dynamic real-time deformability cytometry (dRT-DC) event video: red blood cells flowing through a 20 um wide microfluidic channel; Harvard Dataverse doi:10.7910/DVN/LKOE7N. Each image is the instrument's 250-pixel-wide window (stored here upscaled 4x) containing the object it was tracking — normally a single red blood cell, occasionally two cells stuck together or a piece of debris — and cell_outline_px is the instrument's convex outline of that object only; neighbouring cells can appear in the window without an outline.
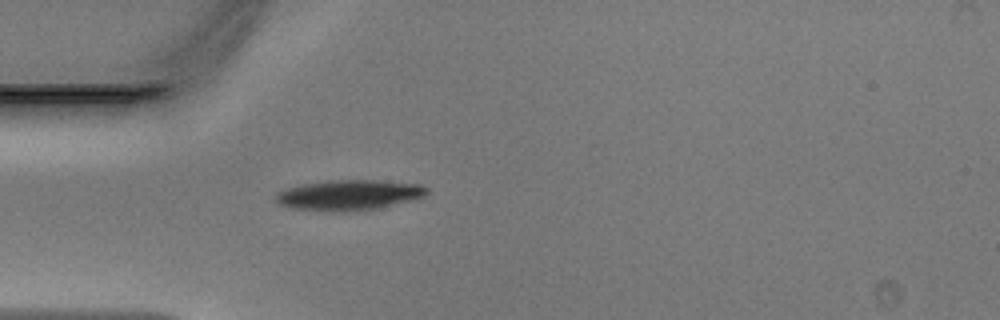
{"species": "Egyptian fruit bat (a non-hibernating species)", "species_latin": "Rousettus aegyptiacus", "temperature_condition": "warm", "stored_images_in_passage": 35, "camera_frame_rate_fps": 3000, "um_per_image_px": 0.085, "animal": {"sex": "male"}, "frame": {"image": 1, "passage_image": 1, "time_ms": 0.0, "image_size_px": [1000, 320], "cell_outline_px": [[428, 192], [424, 196], [380, 208], [356, 212], [328, 212], [292, 208], [276, 204], [276, 192], [288, 188], [304, 184], [336, 180], [376, 180], [420, 184], [428, 188]], "centroid_in_image_um": [29.65, 16.6], "position_along_channel_um": 55.4, "area_um2": 26.88}}
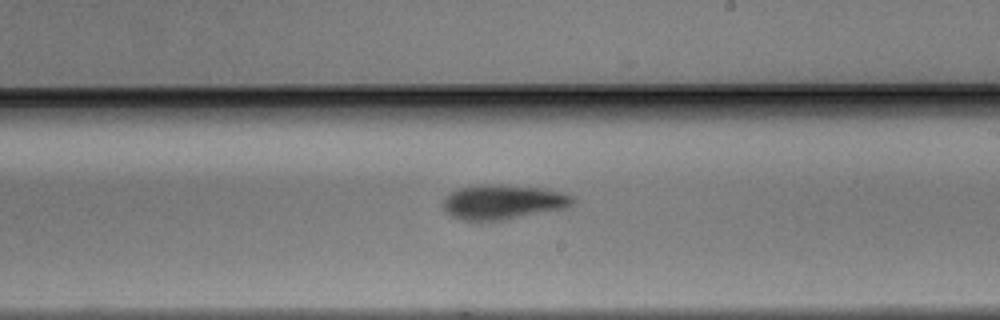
{"frame": {"image": 2, "passage_image": 15, "time_ms": 4.667, "image_size_px": [1000, 320], "cell_outline_px": [[576, 200], [572, 208], [504, 220], [464, 220], [452, 216], [444, 208], [444, 200], [452, 192], [460, 188], [484, 184], [488, 184], [544, 188], [560, 192], [572, 196]], "centroid_in_image_um": [42.87, 17.18], "position_along_channel_um": 246.1, "area_um2": 26.13}}
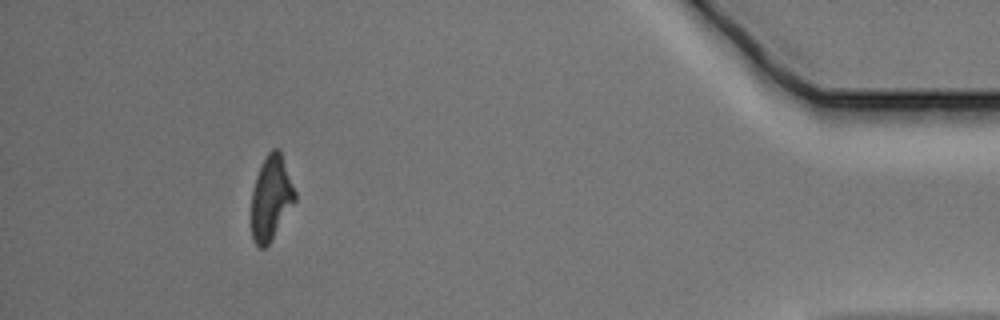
{"frame": {"image": 3, "passage_image": 31, "time_ms": 10.0, "image_size_px": [1000, 320], "cell_outline_px": [[296, 200], [268, 244], [264, 248], [260, 248], [256, 244], [252, 236], [252, 188], [256, 176], [268, 152], [272, 148], [280, 148], [296, 192]], "centroid_in_image_um": [23.05, 16.78], "position_along_channel_um": 412.2, "area_um2": 21.21}}